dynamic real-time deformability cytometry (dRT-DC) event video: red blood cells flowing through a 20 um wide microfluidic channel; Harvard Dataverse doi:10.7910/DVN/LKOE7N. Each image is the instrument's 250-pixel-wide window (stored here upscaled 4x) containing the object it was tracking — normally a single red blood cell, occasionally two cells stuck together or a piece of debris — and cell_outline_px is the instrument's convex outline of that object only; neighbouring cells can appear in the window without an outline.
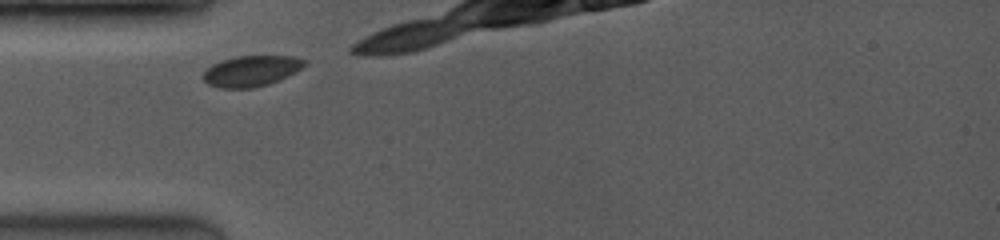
{"species": "common noctule bat (a hibernating species)", "species_latin": "Nyctalus noctula", "temperature_condition": "room temperature", "stored_images_in_passage": 3, "camera_frame_rate_fps": 3500, "um_per_image_px": 0.085, "animal": {"sex": "female", "body_mass_g": 19.0, "forearm_length_mm": 53.3}, "frame": {"image": 1, "passage_image": 1, "time_ms": 0.0, "image_size_px": [1000, 240], "cell_outline_px": [[308, 64], [288, 76], [268, 84], [252, 88], [220, 88], [208, 84], [200, 76], [212, 64], [220, 60], [236, 56], [292, 56], [308, 60]], "centroid_in_image_um": [21.36, 6.02], "position_along_channel_um": 63.6, "area_um2": 18.32}}